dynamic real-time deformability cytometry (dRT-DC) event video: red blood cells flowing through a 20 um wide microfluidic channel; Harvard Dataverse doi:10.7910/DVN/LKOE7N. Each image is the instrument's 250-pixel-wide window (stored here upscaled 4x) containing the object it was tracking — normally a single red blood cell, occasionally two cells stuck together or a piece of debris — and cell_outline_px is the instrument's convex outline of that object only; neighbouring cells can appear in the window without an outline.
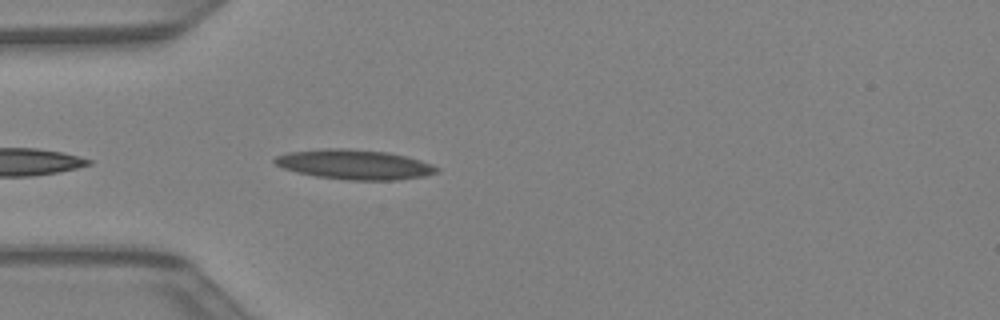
{"species": "Egyptian fruit bat (a non-hibernating species)", "species_latin": "Rousettus aegyptiacus", "temperature_condition": "warm", "stored_images_in_passage": 9, "camera_frame_rate_fps": 3000, "um_per_image_px": 0.085, "animal": {"sex": "female"}, "frame": {"image": 1, "passage_image": 3, "time_ms": 0.667, "image_size_px": [1000, 320], "cell_outline_px": [[440, 172], [424, 176], [396, 180], [344, 180], [316, 176], [284, 168], [276, 164], [272, 160], [276, 156], [292, 152], [328, 148], [344, 148], [388, 152], [420, 160], [432, 164], [440, 168]], "centroid_in_image_um": [30.19, 13.99], "position_along_channel_um": 54.8, "area_um2": 27.92}}